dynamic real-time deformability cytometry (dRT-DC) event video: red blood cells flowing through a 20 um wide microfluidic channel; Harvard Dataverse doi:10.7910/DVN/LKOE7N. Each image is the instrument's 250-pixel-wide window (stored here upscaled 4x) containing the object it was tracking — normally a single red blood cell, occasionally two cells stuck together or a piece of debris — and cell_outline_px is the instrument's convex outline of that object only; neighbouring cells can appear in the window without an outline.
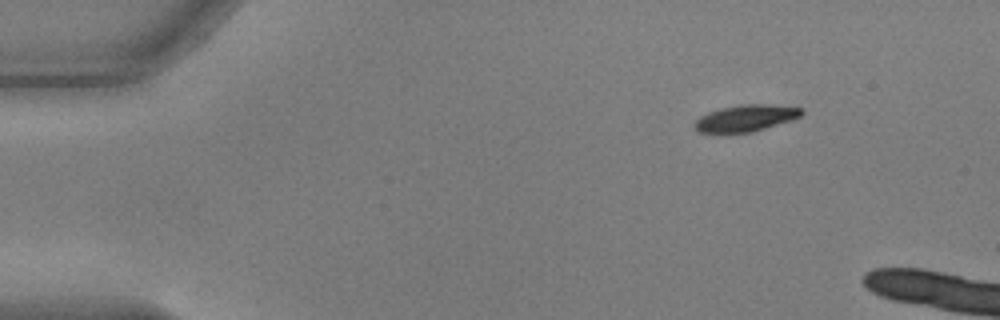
{"species": "common noctule bat (a hibernating species)", "species_latin": "Nyctalus noctula", "temperature_condition": "warm", "stored_images_in_passage": 6, "camera_frame_rate_fps": 3000, "um_per_image_px": 0.085, "animal": {"sex": "male", "body_mass_g": 17.9, "forearm_length_mm": 54.2}, "frame": {"image": 1, "passage_image": 1, "time_ms": 0.0, "image_size_px": [1000, 320], "cell_outline_px": [[804, 112], [800, 116], [792, 120], [752, 132], [700, 132], [692, 124], [700, 116], [708, 112], [720, 108], [740, 104], [768, 104], [800, 108]], "centroid_in_image_um": [63.38, 10.03], "position_along_channel_um": 21.6, "area_um2": 16.42}}